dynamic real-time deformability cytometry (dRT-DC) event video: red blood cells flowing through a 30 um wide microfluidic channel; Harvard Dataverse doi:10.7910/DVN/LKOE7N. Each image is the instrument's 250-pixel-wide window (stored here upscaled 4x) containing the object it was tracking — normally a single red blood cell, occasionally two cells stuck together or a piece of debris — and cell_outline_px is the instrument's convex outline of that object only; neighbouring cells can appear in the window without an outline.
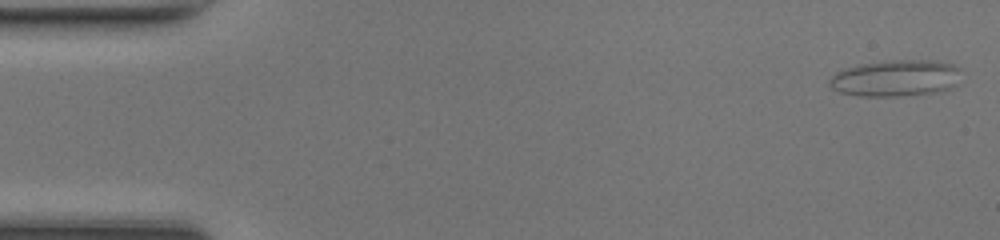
{"species": "common noctule bat (a hibernating species)", "species_latin": "Nyctalus noctula", "temperature_condition": "room temperature", "stored_images_in_passage": 47, "camera_frame_rate_fps": 3000, "um_per_image_px": 0.085, "animal": {"sex": "female", "body_mass_g": 17.0, "forearm_length_mm": 48.0}, "frame": {"image": 1, "passage_image": 1, "time_ms": 0.0, "image_size_px": [1000, 240], "cell_outline_px": [[960, 68], [956, 84], [940, 92], [896, 96], [860, 96], [840, 92], [832, 88], [828, 84], [828, 80], [836, 72], [860, 64], [892, 60], [932, 60], [952, 64]], "centroid_in_image_um": [76.12, 6.64], "position_along_channel_um": 8.9, "area_um2": 27.86}}
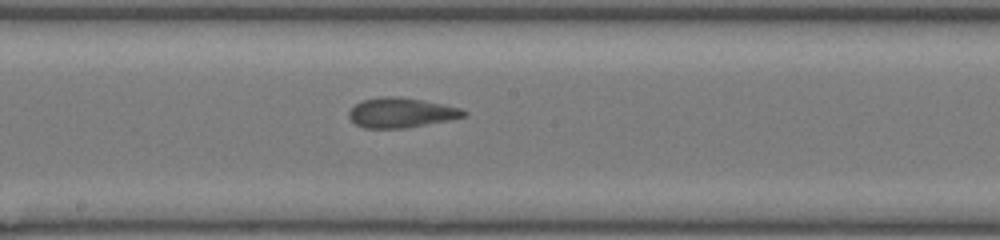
{"frame": {"image": 2, "passage_image": 25, "time_ms": 8.0, "image_size_px": [1000, 240], "cell_outline_px": [[468, 112], [464, 116], [448, 120], [404, 128], [364, 128], [356, 124], [348, 116], [348, 112], [356, 104], [364, 100], [384, 96], [396, 96], [420, 100], [460, 108]], "centroid_in_image_um": [34.06, 9.58], "position_along_channel_um": 214.1, "area_um2": 19.54}}
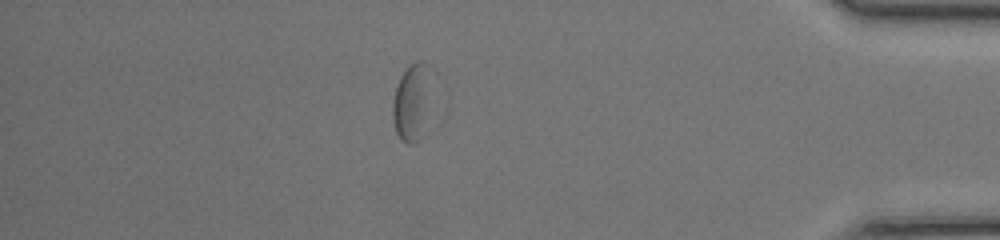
{"frame": {"image": 3, "passage_image": 41, "time_ms": 13.333, "image_size_px": [1000, 240], "cell_outline_px": [[436, 72], [420, 136], [412, 144], [408, 144], [400, 140], [396, 132], [392, 116], [392, 100], [400, 76], [408, 64], [416, 60], [424, 60], [432, 64]], "centroid_in_image_um": [35.06, 8.49], "position_along_channel_um": 400.1, "area_um2": 18.26}, "authors_computed_cell_mechanics": {"area_um2": 19.652, "velocity_mm_per_s": 4.2803, "shape_relaxation_time_tau1_ms": null, "shape_relaxation_time_tau2_ms": 1.2469, "deformation_change_tau1": null, "deformation_change_tau2": 0.0921}}